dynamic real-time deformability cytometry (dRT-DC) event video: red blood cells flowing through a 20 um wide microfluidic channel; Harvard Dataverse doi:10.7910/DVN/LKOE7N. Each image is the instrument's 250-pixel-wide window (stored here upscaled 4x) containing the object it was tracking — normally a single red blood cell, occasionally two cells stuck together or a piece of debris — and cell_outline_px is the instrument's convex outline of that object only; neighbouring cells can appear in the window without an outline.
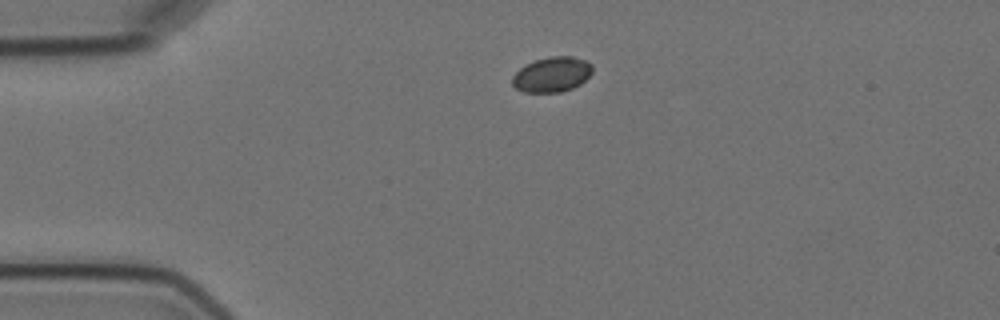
{"species": "Egyptian fruit bat (a non-hibernating species)", "species_latin": "Rousettus aegyptiacus", "temperature_condition": "cold", "stored_images_in_passage": 2, "camera_frame_rate_fps": 3000, "um_per_image_px": 0.085, "animal": {"sex": "female"}, "frame": {"image": 1, "passage_image": 1, "time_ms": 0.0, "image_size_px": [1000, 320], "cell_outline_px": [[592, 72], [580, 84], [572, 88], [560, 92], [524, 92], [516, 88], [512, 84], [512, 76], [520, 68], [536, 60], [548, 56], [572, 56], [584, 60], [592, 64]], "centroid_in_image_um": [46.91, 6.33], "position_along_channel_um": 38.1, "area_um2": 16.24}}